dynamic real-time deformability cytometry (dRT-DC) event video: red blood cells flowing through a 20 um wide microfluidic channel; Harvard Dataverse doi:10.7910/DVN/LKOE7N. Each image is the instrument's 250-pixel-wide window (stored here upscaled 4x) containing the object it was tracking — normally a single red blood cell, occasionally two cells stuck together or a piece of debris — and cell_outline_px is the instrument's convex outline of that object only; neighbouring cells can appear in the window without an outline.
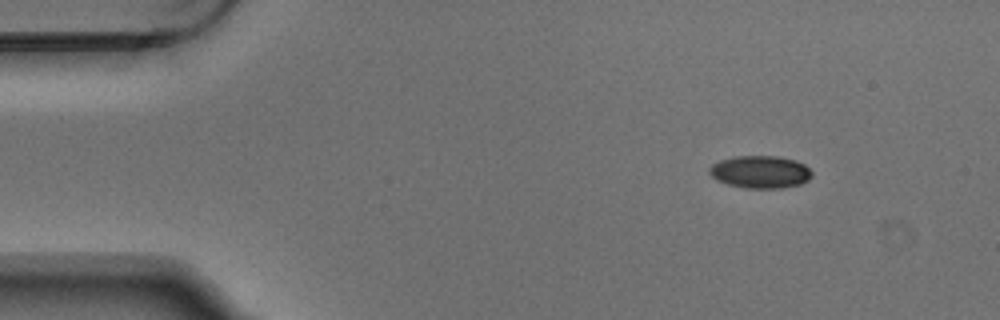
{"species": "Egyptian fruit bat (a non-hibernating species)", "species_latin": "Rousettus aegyptiacus", "temperature_condition": "warm", "stored_images_in_passage": 4, "camera_frame_rate_fps": 3000, "um_per_image_px": 0.085, "animal": {"sex": "male"}, "frame": {"image": 1, "passage_image": 1, "time_ms": 0.0, "image_size_px": [1000, 320], "cell_outline_px": [[812, 176], [808, 180], [800, 184], [780, 188], [744, 188], [728, 184], [716, 180], [708, 172], [708, 168], [712, 164], [720, 160], [732, 156], [776, 156], [796, 160], [804, 164], [812, 172]], "centroid_in_image_um": [64.6, 14.61], "position_along_channel_um": 20.4, "area_um2": 19.54}}
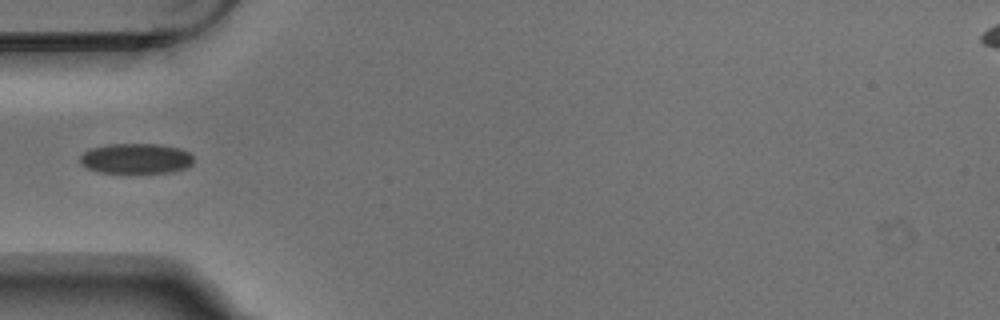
{"frame": {"image": 2, "passage_image": 4, "time_ms": 1.0, "image_size_px": [1000, 320], "cell_outline_px": [[192, 164], [184, 168], [172, 172], [96, 172], [80, 164], [80, 156], [88, 148], [108, 144], [160, 144], [180, 148], [188, 152], [192, 156]], "centroid_in_image_um": [11.52, 13.46], "position_along_channel_um": 73.5, "area_um2": 20.0}}